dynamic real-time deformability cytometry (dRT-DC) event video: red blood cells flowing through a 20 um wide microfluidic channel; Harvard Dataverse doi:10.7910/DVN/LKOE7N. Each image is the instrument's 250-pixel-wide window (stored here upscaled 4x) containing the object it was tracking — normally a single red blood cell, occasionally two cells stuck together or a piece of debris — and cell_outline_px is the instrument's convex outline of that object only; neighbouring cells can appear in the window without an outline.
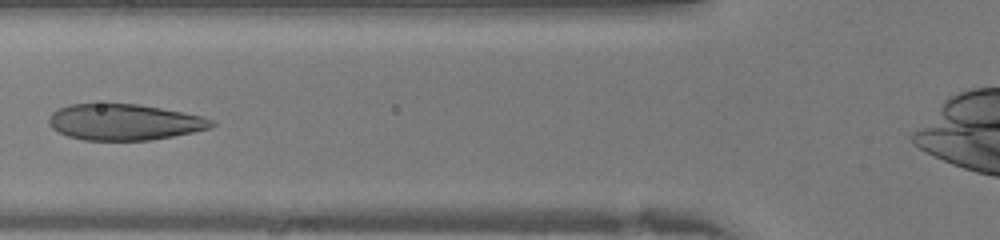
{"species": "human", "species_latin": "Homo sapiens", "temperature_condition": "warm", "stored_images_in_passage": 36, "camera_frame_rate_fps": 3000, "um_per_image_px": 0.085, "donor": {"sex": "female"}, "frame": {"image": 1, "passage_image": 12, "time_ms": 3.667, "image_size_px": [1000, 240], "cell_outline_px": [[216, 124], [212, 128], [152, 140], [84, 140], [68, 136], [52, 128], [48, 124], [48, 120], [52, 112], [68, 104], [136, 104], [184, 112], [216, 120]], "centroid_in_image_um": [10.59, 10.38], "position_along_channel_um": 115.2, "area_um2": 34.16}}
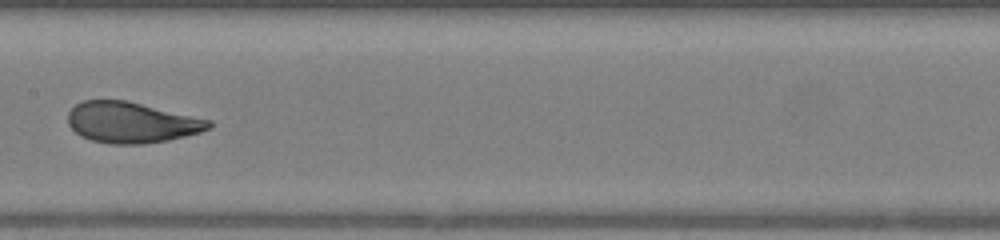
{"frame": {"image": 2, "passage_image": 17, "time_ms": 5.333, "image_size_px": [1000, 240], "cell_outline_px": [[212, 128], [200, 132], [168, 140], [144, 144], [112, 144], [92, 140], [80, 136], [68, 124], [68, 112], [76, 104], [84, 100], [124, 100], [212, 120]], "centroid_in_image_um": [11.18, 10.41], "position_along_channel_um": 196.2, "area_um2": 33.41}}
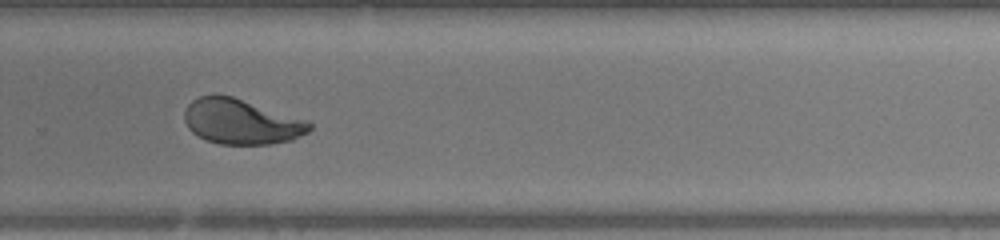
{"frame": {"image": 3, "passage_image": 24, "time_ms": 7.667, "image_size_px": [1000, 240], "cell_outline_px": [[312, 128], [308, 132], [292, 140], [272, 144], [220, 144], [208, 140], [192, 132], [188, 128], [184, 120], [184, 112], [188, 104], [192, 100], [200, 96], [216, 92], [232, 96], [308, 120], [312, 124]], "centroid_in_image_um": [20.5, 10.32], "position_along_channel_um": 309.3, "area_um2": 33.18}}